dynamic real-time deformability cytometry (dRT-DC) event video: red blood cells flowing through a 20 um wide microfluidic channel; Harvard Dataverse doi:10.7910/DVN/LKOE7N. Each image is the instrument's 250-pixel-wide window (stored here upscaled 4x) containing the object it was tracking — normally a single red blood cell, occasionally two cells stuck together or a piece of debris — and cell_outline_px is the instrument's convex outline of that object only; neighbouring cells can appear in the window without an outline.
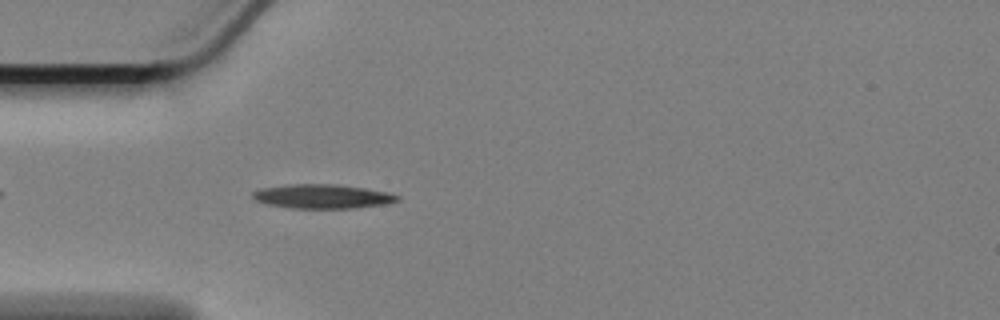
{"species": "Egyptian fruit bat (a non-hibernating species)", "species_latin": "Rousettus aegyptiacus", "temperature_condition": "cold", "stored_images_in_passage": 46, "camera_frame_rate_fps": 3000, "um_per_image_px": 0.085, "animal": {"sex": "female"}, "frame": {"image": 1, "passage_image": 5, "time_ms": 1.333, "image_size_px": [1000, 320], "cell_outline_px": [[400, 200], [384, 204], [352, 208], [292, 208], [268, 204], [256, 200], [252, 196], [252, 192], [264, 188], [292, 184], [336, 184], [392, 192], [400, 196]], "centroid_in_image_um": [27.47, 16.69], "position_along_channel_um": 57.5, "area_um2": 20.23}}
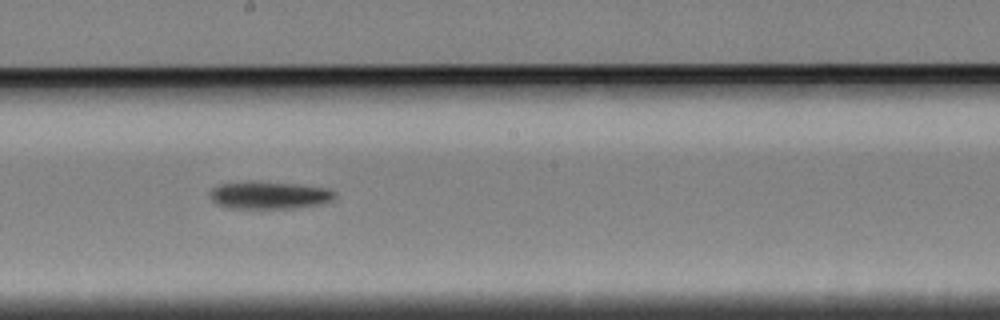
{"frame": {"image": 2, "passage_image": 20, "time_ms": 6.333, "image_size_px": [1000, 320], "cell_outline_px": [[336, 196], [332, 200], [324, 204], [292, 208], [232, 208], [216, 204], [212, 200], [208, 192], [212, 188], [220, 184], [296, 184], [328, 188], [336, 192]], "centroid_in_image_um": [22.95, 16.64], "position_along_channel_um": 225.2, "area_um2": 19.25}}
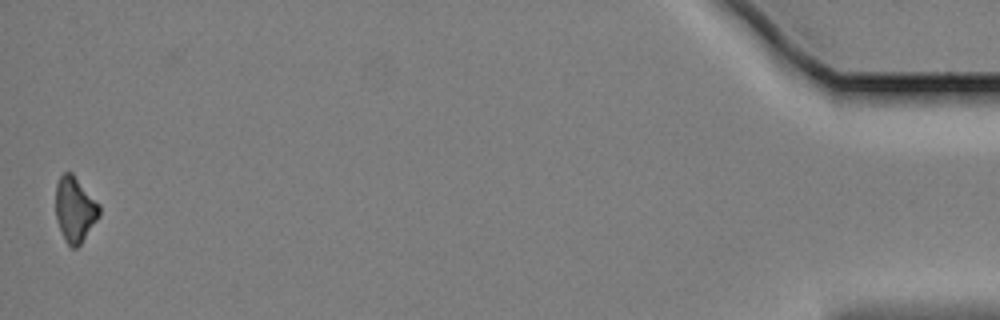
{"frame": {"image": 3, "passage_image": 46, "time_ms": 15.0, "image_size_px": [1000, 320], "cell_outline_px": [[100, 216], [80, 244], [76, 248], [72, 248], [64, 240], [56, 216], [56, 184], [60, 176], [64, 172], [72, 172], [100, 204]], "centroid_in_image_um": [6.38, 17.78], "position_along_channel_um": 428.8, "area_um2": 16.59}, "authors_computed_cell_mechanics": {"area_um2": 18.6983, "velocity_mm_per_s": 3.4168, "shape_relaxation_time_tau1_ms": 2.0331, "shape_relaxation_time_tau2_ms": null, "deformation_change_tau1": 0.1221, "deformation_change_tau2": null}}